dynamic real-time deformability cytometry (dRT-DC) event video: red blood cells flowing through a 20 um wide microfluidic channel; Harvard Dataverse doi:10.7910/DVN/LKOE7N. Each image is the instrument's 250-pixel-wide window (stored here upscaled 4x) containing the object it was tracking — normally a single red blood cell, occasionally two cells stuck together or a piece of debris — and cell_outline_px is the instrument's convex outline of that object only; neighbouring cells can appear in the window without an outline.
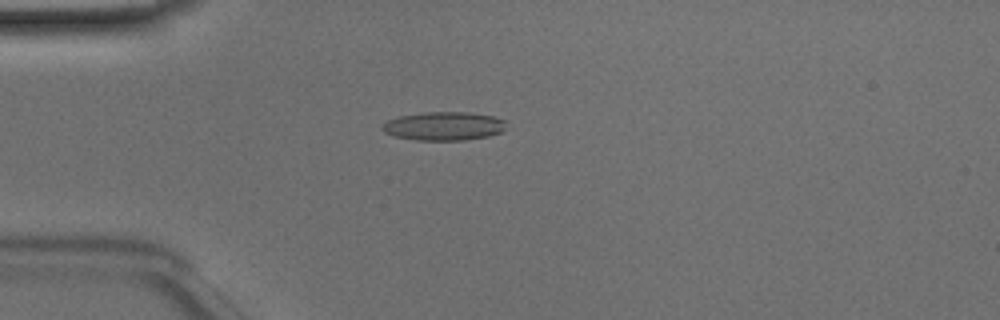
{"species": "Egyptian fruit bat (a non-hibernating species)", "species_latin": "Rousettus aegyptiacus", "temperature_condition": "room temperature", "stored_images_in_passage": 48, "camera_frame_rate_fps": 3000, "um_per_image_px": 0.085, "animal": {"sex": "male"}, "frame": {"image": 1, "passage_image": 12, "time_ms": 3.667, "image_size_px": [1000, 320], "cell_outline_px": [[504, 128], [500, 132], [488, 136], [464, 140], [416, 140], [392, 136], [384, 132], [380, 128], [380, 124], [388, 120], [400, 116], [424, 112], [468, 112], [492, 116], [504, 120]], "centroid_in_image_um": [37.65, 10.72], "position_along_channel_um": 47.3, "area_um2": 20.63}}
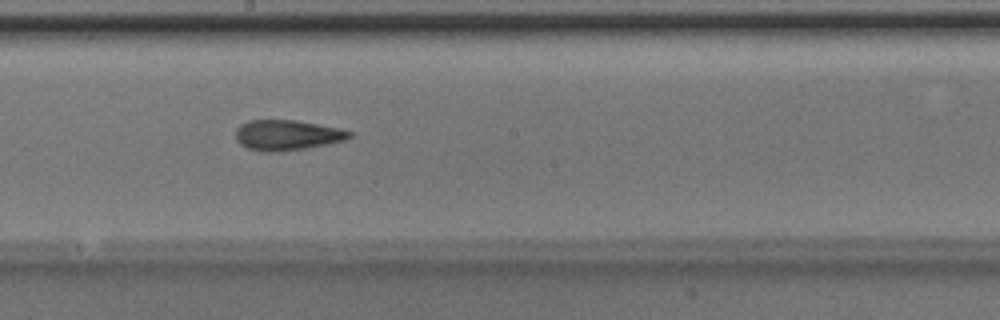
{"frame": {"image": 2, "passage_image": 26, "time_ms": 8.333, "image_size_px": [1000, 320], "cell_outline_px": [[352, 136], [348, 140], [304, 148], [280, 152], [260, 152], [248, 148], [240, 144], [236, 140], [236, 128], [240, 124], [248, 120], [296, 120], [340, 128], [352, 132]], "centroid_in_image_um": [24.39, 11.48], "position_along_channel_um": 223.8, "area_um2": 20.29}}
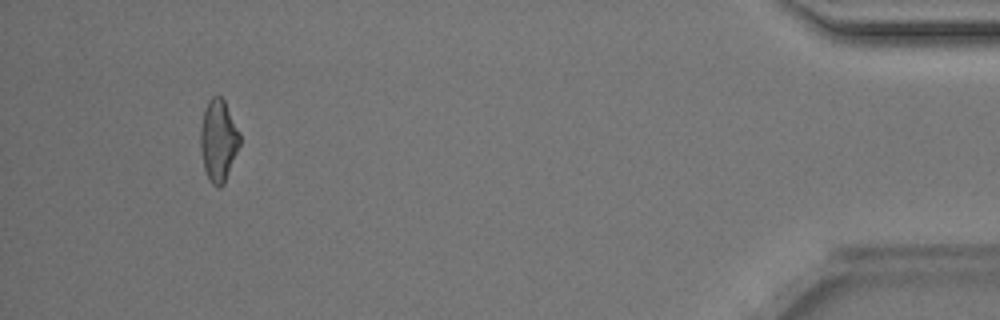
{"frame": {"image": 3, "passage_image": 45, "time_ms": 14.667, "image_size_px": [1000, 320], "cell_outline_px": [[240, 144], [224, 184], [220, 188], [216, 188], [208, 180], [204, 168], [200, 148], [200, 128], [204, 108], [208, 100], [212, 96], [220, 96], [224, 100], [240, 132]], "centroid_in_image_um": [18.55, 11.95], "position_along_channel_um": 416.6, "area_um2": 18.96}, "authors_computed_cell_mechanics": {"area_um2": 19.6809, "velocity_mm_per_s": 4.1216, "shape_relaxation_time_tau1_ms": 3.9356, "shape_relaxation_time_tau2_ms": 2.4864, "deformation_change_tau1": 0.1517, "deformation_change_tau2": 0.1384}}